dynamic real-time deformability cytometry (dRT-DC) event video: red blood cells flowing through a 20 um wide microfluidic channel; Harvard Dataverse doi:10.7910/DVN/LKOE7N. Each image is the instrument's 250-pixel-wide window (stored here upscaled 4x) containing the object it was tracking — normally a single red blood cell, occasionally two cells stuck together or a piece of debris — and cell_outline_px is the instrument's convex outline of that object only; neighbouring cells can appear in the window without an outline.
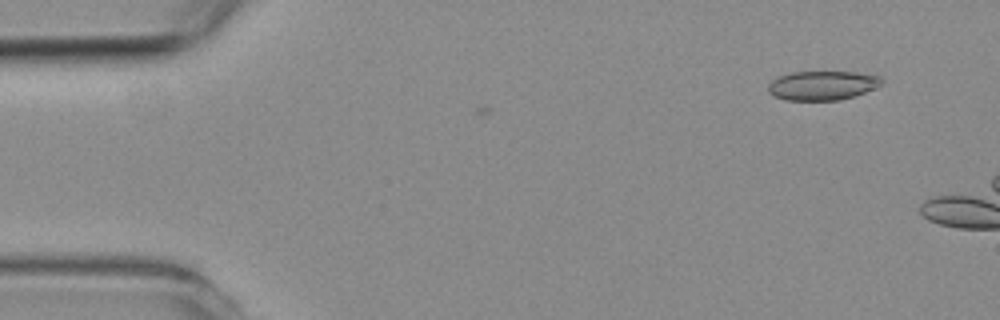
{"species": "common noctule bat (a hibernating species)", "species_latin": "Nyctalus noctula", "temperature_condition": "room temperature", "stored_images_in_passage": 3, "camera_frame_rate_fps": 3000, "um_per_image_px": 0.085, "animal": {"sex": "female", "body_mass_g": 19.3, "forearm_length_mm": 54.1}, "frame": {"image": 1, "passage_image": 1, "time_ms": 0.0, "image_size_px": [1000, 320], "cell_outline_px": [[884, 84], [864, 92], [840, 100], [784, 100], [772, 96], [768, 92], [768, 84], [776, 76], [792, 72], [856, 72], [880, 76], [884, 80]], "centroid_in_image_um": [69.87, 7.26], "position_along_channel_um": 15.1, "area_um2": 19.48}}